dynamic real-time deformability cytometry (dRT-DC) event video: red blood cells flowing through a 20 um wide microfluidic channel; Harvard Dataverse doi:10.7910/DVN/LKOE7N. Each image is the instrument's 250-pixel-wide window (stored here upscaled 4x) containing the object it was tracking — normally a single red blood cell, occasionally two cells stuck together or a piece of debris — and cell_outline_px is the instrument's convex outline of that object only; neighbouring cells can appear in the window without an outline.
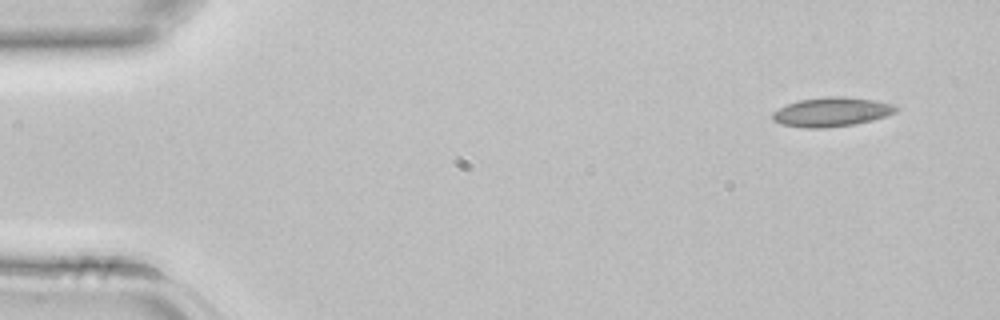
{"species": "common noctule bat (a hibernating species)", "species_latin": "Nyctalus noctula", "temperature_condition": "room temperature", "stored_images_in_passage": 41, "camera_frame_rate_fps": 3000, "um_per_image_px": 0.085, "animal": {"sex": "female", "body_mass_g": 22.7, "forearm_length_mm": 54.2}, "frame": {"image": 1, "passage_image": 1, "time_ms": 0.0, "image_size_px": [1000, 320], "cell_outline_px": [[900, 108], [896, 112], [872, 120], [856, 124], [824, 128], [804, 128], [780, 124], [772, 120], [772, 112], [788, 104], [800, 100], [824, 96], [844, 96], [876, 100], [892, 104]], "centroid_in_image_um": [70.69, 9.51], "position_along_channel_um": 14.3, "area_um2": 21.15}}
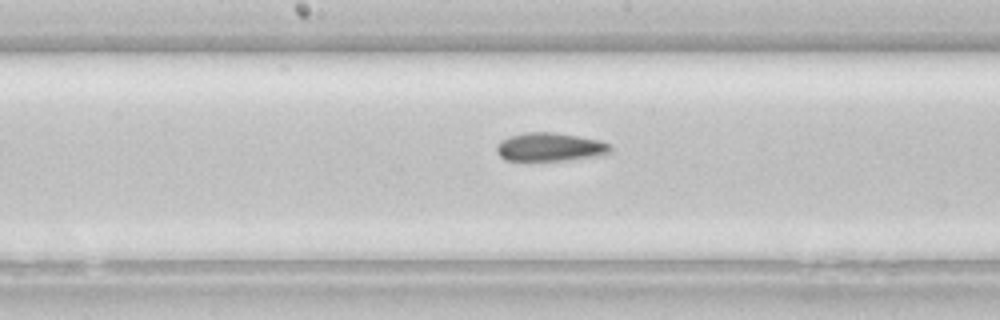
{"frame": {"image": 2, "passage_image": 20, "time_ms": 6.333, "image_size_px": [1000, 320], "cell_outline_px": [[612, 152], [604, 156], [564, 160], [504, 160], [496, 152], [496, 144], [500, 140], [508, 136], [524, 132], [556, 132], [600, 140], [608, 144], [612, 148]], "centroid_in_image_um": [46.75, 12.49], "position_along_channel_um": 201.4, "area_um2": 19.19}}
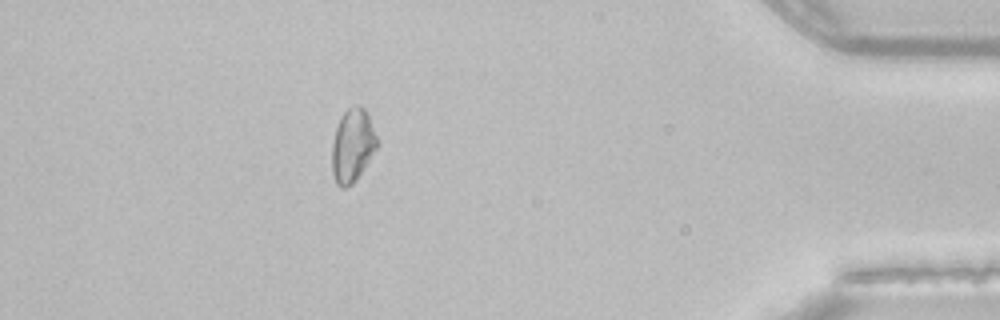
{"frame": {"image": 3, "passage_image": 36, "time_ms": 11.667, "image_size_px": [1000, 320], "cell_outline_px": [[380, 144], [356, 180], [352, 184], [344, 188], [340, 188], [336, 184], [332, 172], [332, 144], [336, 128], [344, 112], [348, 108], [356, 104], [360, 104], [364, 108], [380, 140]], "centroid_in_image_um": [29.99, 12.37], "position_along_channel_um": 405.2, "area_um2": 19.48}}